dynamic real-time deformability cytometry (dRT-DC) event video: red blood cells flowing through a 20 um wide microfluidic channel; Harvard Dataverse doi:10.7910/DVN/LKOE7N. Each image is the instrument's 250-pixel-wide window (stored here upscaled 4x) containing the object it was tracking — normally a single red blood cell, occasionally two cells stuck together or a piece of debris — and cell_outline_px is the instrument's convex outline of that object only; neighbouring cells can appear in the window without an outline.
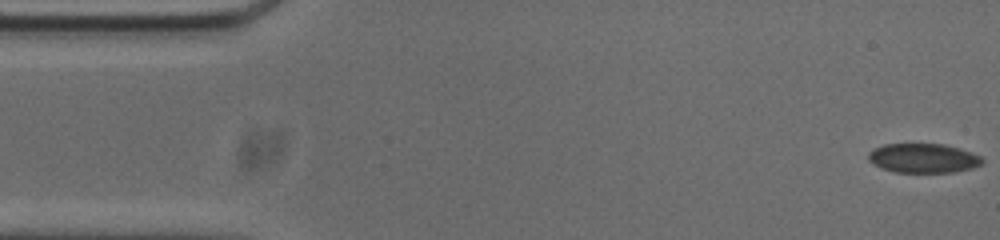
{"species": "common noctule bat (a hibernating species)", "species_latin": "Nyctalus noctula", "temperature_condition": "cold", "stored_images_in_passage": 55, "camera_frame_rate_fps": 3000, "um_per_image_px": 0.085, "animal": {"sex": "male", "body_mass_g": 20.0, "forearm_length_mm": 53.3}, "frame": {"image": 1, "passage_image": 1, "time_ms": 0.0, "image_size_px": [1000, 240], "cell_outline_px": [[984, 160], [980, 164], [972, 168], [952, 172], [896, 172], [884, 168], [868, 160], [868, 152], [884, 144], [944, 144], [980, 156]], "centroid_in_image_um": [78.46, 13.44], "position_along_channel_um": 6.5, "area_um2": 19.02}}
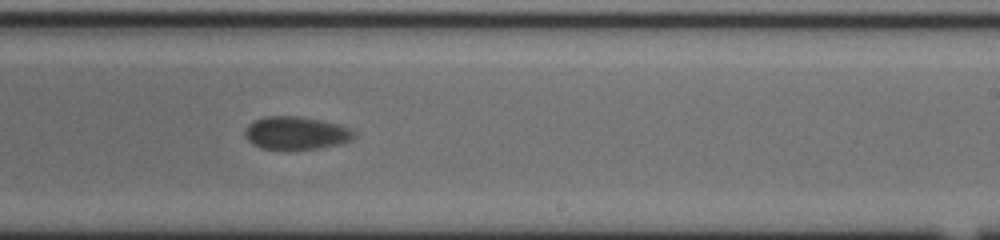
{"frame": {"image": 2, "passage_image": 32, "time_ms": 10.333, "image_size_px": [1000, 240], "cell_outline_px": [[356, 136], [352, 140], [320, 148], [260, 148], [252, 144], [244, 136], [244, 132], [248, 124], [264, 116], [300, 116], [340, 124], [352, 128], [356, 132]], "centroid_in_image_um": [25.19, 11.28], "position_along_channel_um": 263.8, "area_um2": 20.87}}
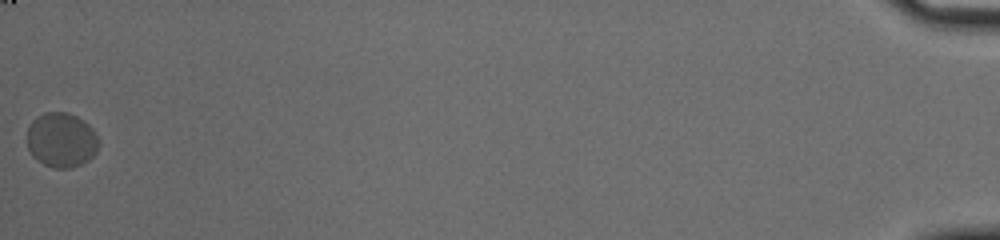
{"frame": {"image": 3, "passage_image": 55, "time_ms": 18.0, "image_size_px": [1000, 240], "cell_outline_px": [[100, 144], [96, 152], [88, 160], [80, 164], [68, 168], [56, 168], [44, 164], [36, 160], [32, 156], [28, 148], [28, 128], [32, 120], [36, 116], [44, 112], [68, 112], [84, 120], [92, 128]], "centroid_in_image_um": [5.21, 11.88], "position_along_channel_um": 430.0, "area_um2": 22.89}, "authors_computed_cell_mechanics": {"area_um2": 20.8658, "velocity_mm_per_s": 3.6449, "shape_relaxation_time_tau1_ms": 6.2714, "shape_relaxation_time_tau2_ms": null, "deformation_change_tau1": 0.1223, "deformation_change_tau2": null}}